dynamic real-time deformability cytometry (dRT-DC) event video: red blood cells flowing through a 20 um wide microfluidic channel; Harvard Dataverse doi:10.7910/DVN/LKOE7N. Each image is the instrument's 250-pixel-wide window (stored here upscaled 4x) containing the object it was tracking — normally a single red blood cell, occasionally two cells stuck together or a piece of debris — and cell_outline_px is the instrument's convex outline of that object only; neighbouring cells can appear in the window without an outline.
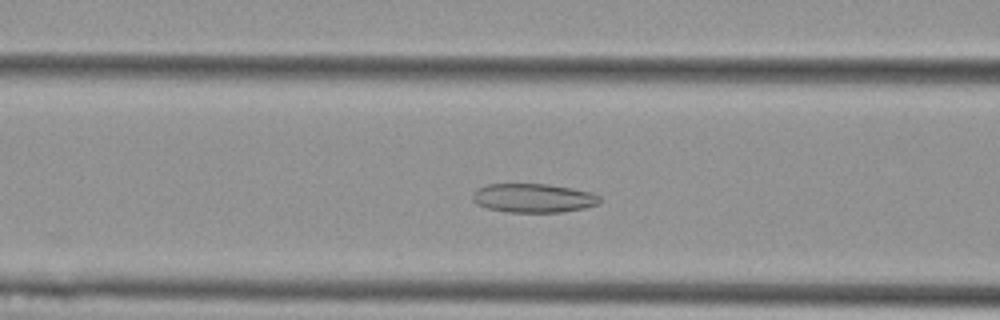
{"species": "Egyptian fruit bat (a non-hibernating species)", "species_latin": "Rousettus aegyptiacus", "temperature_condition": "cold", "stored_images_in_passage": 33, "camera_frame_rate_fps": 3000, "um_per_image_px": 0.085, "animal": {"sex": "female"}, "frame": {"image": 1, "passage_image": 9, "time_ms": 2.667, "image_size_px": [1000, 320], "cell_outline_px": [[600, 204], [584, 208], [560, 212], [508, 212], [488, 208], [476, 204], [472, 200], [472, 192], [476, 188], [488, 184], [548, 184], [572, 188], [592, 192], [600, 196]], "centroid_in_image_um": [45.32, 16.83], "position_along_channel_um": 121.3, "area_um2": 21.62}}
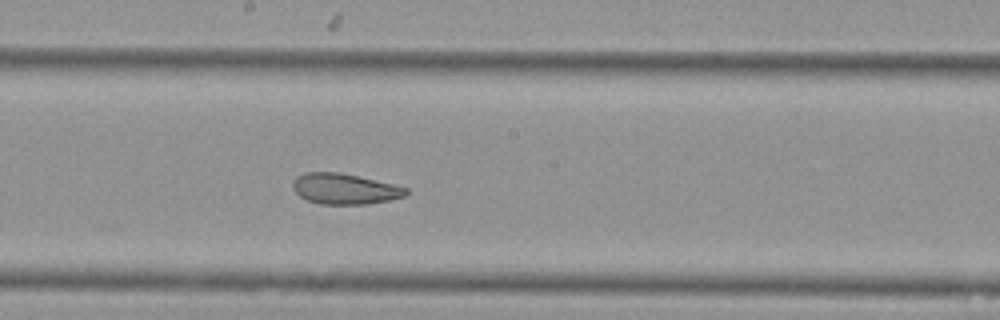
{"frame": {"image": 2, "passage_image": 17, "time_ms": 5.333, "image_size_px": [1000, 320], "cell_outline_px": [[408, 192], [404, 196], [392, 200], [368, 204], [320, 204], [308, 200], [300, 196], [292, 188], [292, 180], [296, 176], [304, 172], [340, 172], [392, 184], [408, 188]], "centroid_in_image_um": [29.27, 16.05], "position_along_channel_um": 218.9, "area_um2": 20.29}}
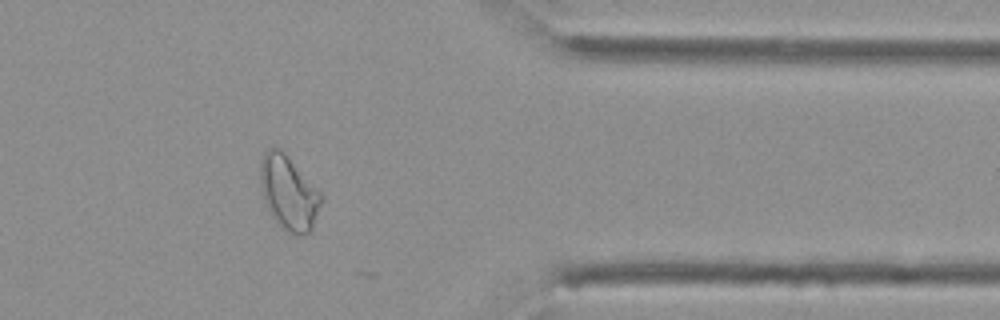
{"frame": {"image": 3, "passage_image": 32, "time_ms": 10.333, "image_size_px": [1000, 320], "cell_outline_px": [[320, 204], [312, 228], [304, 236], [296, 236], [288, 232], [276, 224], [268, 212], [260, 188], [260, 160], [264, 152], [268, 148], [280, 148], [284, 152], [320, 192]], "centroid_in_image_um": [24.48, 16.41], "position_along_channel_um": 386.9, "area_um2": 26.24}, "authors_computed_cell_mechanics": {"area_um2": 21.6172, "velocity_mm_per_s": 3.6697, "shape_relaxation_time_tau1_ms": null, "shape_relaxation_time_tau2_ms": 2.1985, "deformation_change_tau1": null, "deformation_change_tau2": 0.0839}}